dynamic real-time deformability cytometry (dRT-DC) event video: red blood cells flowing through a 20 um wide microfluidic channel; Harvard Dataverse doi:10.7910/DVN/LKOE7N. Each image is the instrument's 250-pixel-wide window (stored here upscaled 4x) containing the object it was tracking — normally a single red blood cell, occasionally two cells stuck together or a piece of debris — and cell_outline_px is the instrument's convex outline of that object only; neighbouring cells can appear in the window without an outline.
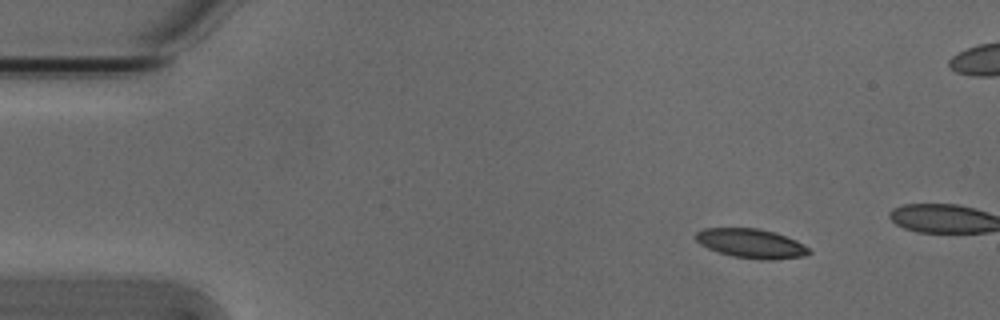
{"species": "Egyptian fruit bat (a non-hibernating species)", "species_latin": "Rousettus aegyptiacus", "temperature_condition": "cold", "stored_images_in_passage": 3, "camera_frame_rate_fps": 3000, "um_per_image_px": 0.085, "animal": {"sex": "male"}, "frame": {"image": 1, "passage_image": 1, "time_ms": 0.0, "image_size_px": [1000, 320], "cell_outline_px": [[812, 252], [808, 256], [772, 260], [760, 260], [732, 256], [708, 248], [700, 244], [696, 240], [696, 232], [704, 228], [756, 228], [776, 232], [796, 240], [808, 248]], "centroid_in_image_um": [63.89, 20.7], "position_along_channel_um": 21.1, "area_um2": 19.42}}